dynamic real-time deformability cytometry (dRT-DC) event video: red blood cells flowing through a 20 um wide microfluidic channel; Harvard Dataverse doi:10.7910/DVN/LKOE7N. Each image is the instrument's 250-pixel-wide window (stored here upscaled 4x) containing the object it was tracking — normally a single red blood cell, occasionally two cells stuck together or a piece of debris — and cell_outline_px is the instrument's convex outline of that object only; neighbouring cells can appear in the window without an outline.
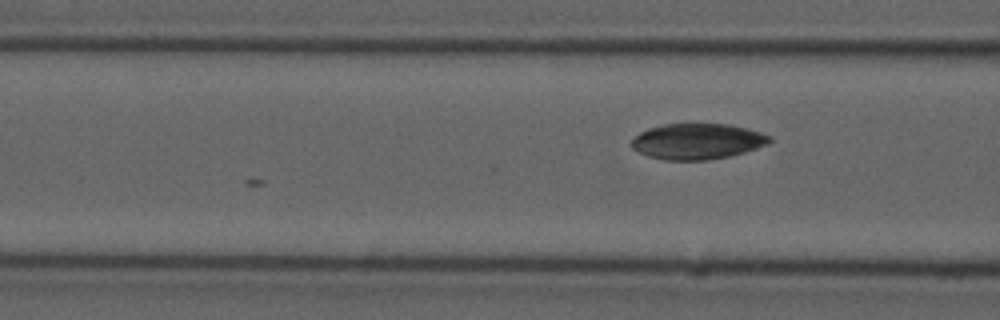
{"species": "common noctule bat (a hibernating species)", "species_latin": "Nyctalus noctula", "temperature_condition": "cold", "stored_images_in_passage": 5, "camera_frame_rate_fps": 3000, "um_per_image_px": 0.085, "animal": {"sex": "male", "forearm_length_mm": 52.5}, "frame": {"image": 1, "passage_image": 5, "time_ms": 1.333, "image_size_px": [1000, 320], "cell_outline_px": [[772, 140], [768, 144], [744, 152], [728, 156], [708, 160], [664, 160], [648, 156], [632, 148], [628, 144], [640, 132], [660, 124], [728, 124], [760, 132], [772, 136]], "centroid_in_image_um": [59.25, 12.02], "position_along_channel_um": 107.3, "area_um2": 28.73}}